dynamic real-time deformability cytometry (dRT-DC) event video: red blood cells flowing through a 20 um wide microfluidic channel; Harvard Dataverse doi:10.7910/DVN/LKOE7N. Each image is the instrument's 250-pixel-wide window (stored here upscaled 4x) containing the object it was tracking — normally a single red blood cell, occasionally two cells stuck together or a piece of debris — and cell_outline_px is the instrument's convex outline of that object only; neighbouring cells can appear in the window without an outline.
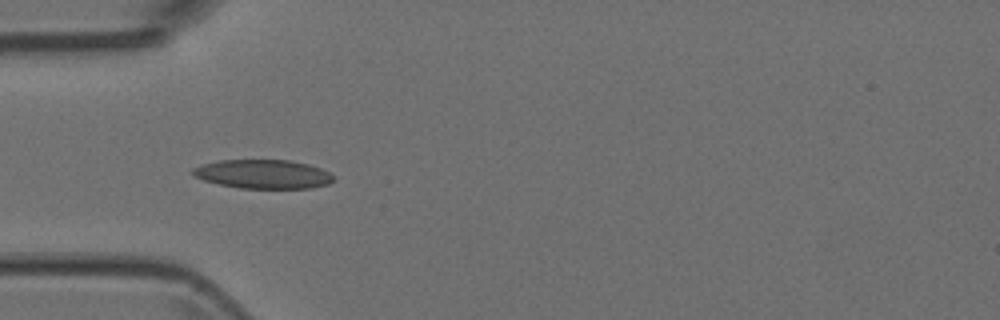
{"species": "Egyptian fruit bat (a non-hibernating species)", "species_latin": "Rousettus aegyptiacus", "temperature_condition": "room temperature", "stored_images_in_passage": 7, "camera_frame_rate_fps": 3000, "um_per_image_px": 0.085, "animal": {"sex": "female"}, "frame": {"image": 1, "passage_image": 4, "time_ms": 1.0, "image_size_px": [1000, 320], "cell_outline_px": [[336, 176], [328, 184], [312, 188], [240, 188], [220, 184], [204, 180], [196, 176], [192, 172], [192, 168], [200, 164], [220, 160], [292, 160], [308, 164], [320, 168]], "centroid_in_image_um": [22.38, 14.79], "position_along_channel_um": 62.6, "area_um2": 23.7}}
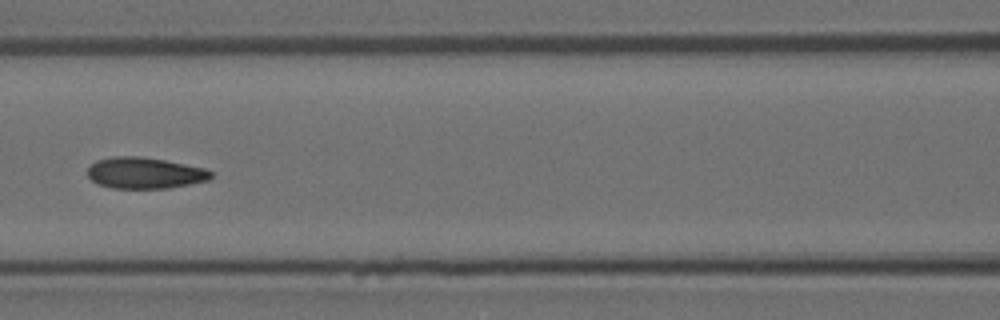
{"frame": {"image": 2, "passage_image": 6, "time_ms": 1.667, "image_size_px": [1000, 320], "cell_outline_px": [[212, 176], [208, 180], [168, 188], [112, 188], [100, 184], [92, 180], [88, 176], [88, 168], [96, 160], [112, 156], [140, 156], [164, 160], [204, 168], [212, 172]], "centroid_in_image_um": [12.28, 14.69], "position_along_channel_um": 154.3, "area_um2": 22.25}}
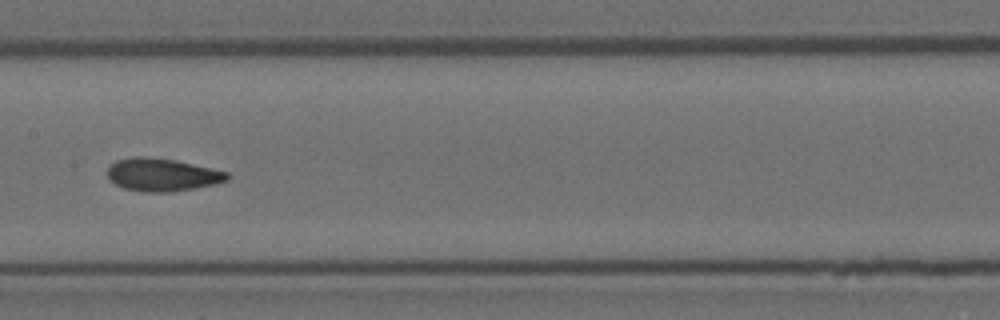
{"frame": {"image": 3, "passage_image": 7, "time_ms": 2.0, "image_size_px": [1000, 320], "cell_outline_px": [[232, 176], [228, 180], [196, 188], [168, 192], [144, 192], [124, 188], [116, 184], [108, 176], [108, 168], [116, 160], [136, 156], [144, 156], [172, 160], [212, 168], [228, 172]], "centroid_in_image_um": [13.81, 14.85], "position_along_channel_um": 193.6, "area_um2": 22.66}}